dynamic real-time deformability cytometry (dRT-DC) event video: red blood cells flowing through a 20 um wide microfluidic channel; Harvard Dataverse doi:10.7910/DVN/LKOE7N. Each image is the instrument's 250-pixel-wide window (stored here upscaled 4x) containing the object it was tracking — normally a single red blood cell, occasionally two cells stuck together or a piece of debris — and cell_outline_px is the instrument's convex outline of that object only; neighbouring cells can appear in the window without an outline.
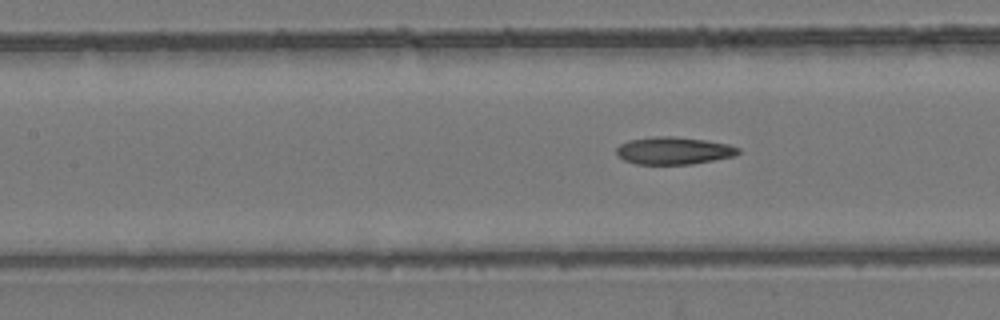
{"species": "common noctule bat (a hibernating species)", "species_latin": "Nyctalus noctula", "temperature_condition": "room temperature", "stored_images_in_passage": 8, "segment_of_instrument_passage": [2, 2], "camera_frame_rate_fps": 3000, "um_per_image_px": 0.085, "animal": {"sex": "female", "body_mass_g": 24.6, "forearm_length_mm": 56.2}, "frame": {"image": 1, "passage_image": 8, "time_ms": 2.333, "image_size_px": [1000, 320], "cell_outline_px": [[740, 152], [736, 156], [692, 164], [636, 164], [624, 160], [616, 156], [616, 148], [620, 144], [628, 140], [652, 136], [672, 136], [704, 140], [728, 144], [740, 148]], "centroid_in_image_um": [57.24, 12.81], "position_along_channel_um": 150.2, "area_um2": 19.65}}